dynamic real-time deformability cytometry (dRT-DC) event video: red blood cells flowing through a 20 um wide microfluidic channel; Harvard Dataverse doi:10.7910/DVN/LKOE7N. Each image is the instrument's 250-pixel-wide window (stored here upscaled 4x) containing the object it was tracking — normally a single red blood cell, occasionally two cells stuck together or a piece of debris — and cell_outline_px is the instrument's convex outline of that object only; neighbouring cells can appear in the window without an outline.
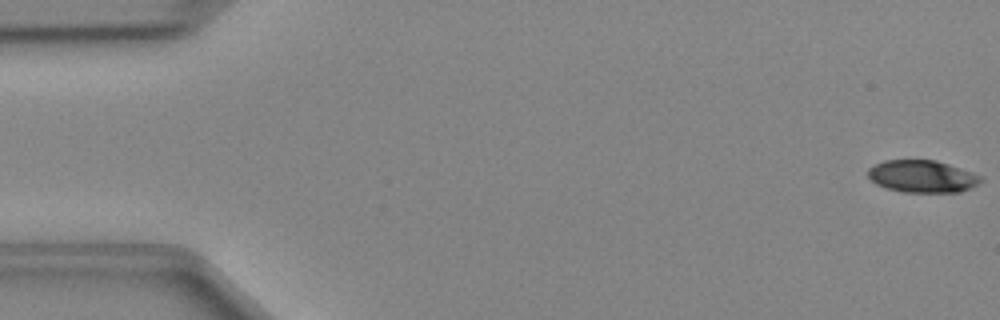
{"species": "Egyptian fruit bat (a non-hibernating species)", "species_latin": "Rousettus aegyptiacus", "temperature_condition": "cold", "stored_images_in_passage": 48, "camera_frame_rate_fps": 3000, "um_per_image_px": 0.085, "animal": {"sex": "female"}, "frame": {"image": 1, "passage_image": 1, "time_ms": 0.0, "image_size_px": [1000, 320], "cell_outline_px": [[984, 180], [960, 192], [904, 192], [888, 188], [876, 184], [868, 176], [868, 168], [884, 160], [936, 160], [984, 176]], "centroid_in_image_um": [78.41, 14.99], "position_along_channel_um": 6.6, "area_um2": 21.1}}
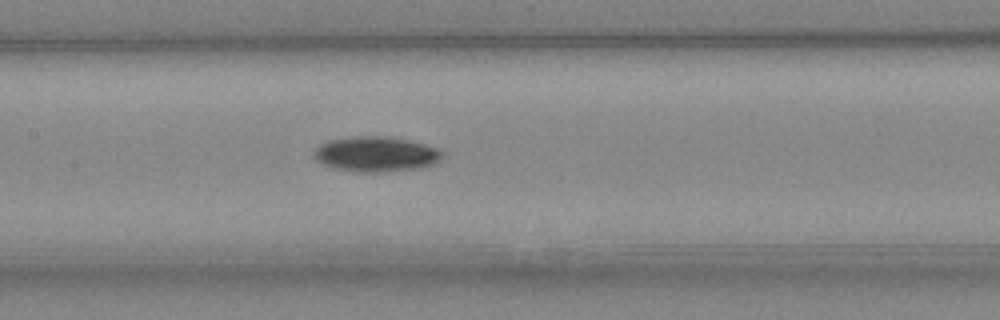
{"frame": {"image": 2, "passage_image": 23, "time_ms": 7.333, "image_size_px": [1000, 320], "cell_outline_px": [[444, 156], [440, 160], [432, 164], [420, 168], [384, 172], [360, 172], [336, 168], [324, 164], [316, 160], [312, 156], [312, 152], [320, 144], [328, 140], [352, 136], [388, 136], [408, 140], [440, 148], [444, 152]], "centroid_in_image_um": [31.97, 13.09], "position_along_channel_um": 175.4, "area_um2": 26.53}}
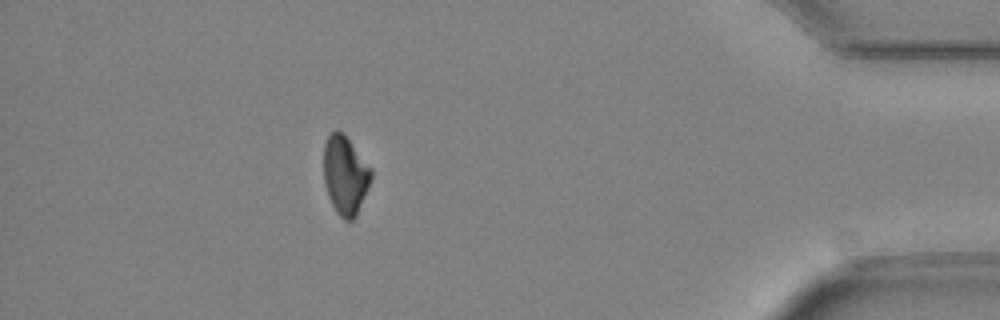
{"frame": {"image": 3, "passage_image": 43, "time_ms": 14.0, "image_size_px": [1000, 320], "cell_outline_px": [[372, 176], [368, 188], [356, 216], [352, 220], [344, 220], [336, 212], [328, 196], [324, 184], [324, 144], [328, 136], [336, 128], [344, 132], [372, 168]], "centroid_in_image_um": [29.34, 14.85], "position_along_channel_um": 405.9, "area_um2": 22.02}}